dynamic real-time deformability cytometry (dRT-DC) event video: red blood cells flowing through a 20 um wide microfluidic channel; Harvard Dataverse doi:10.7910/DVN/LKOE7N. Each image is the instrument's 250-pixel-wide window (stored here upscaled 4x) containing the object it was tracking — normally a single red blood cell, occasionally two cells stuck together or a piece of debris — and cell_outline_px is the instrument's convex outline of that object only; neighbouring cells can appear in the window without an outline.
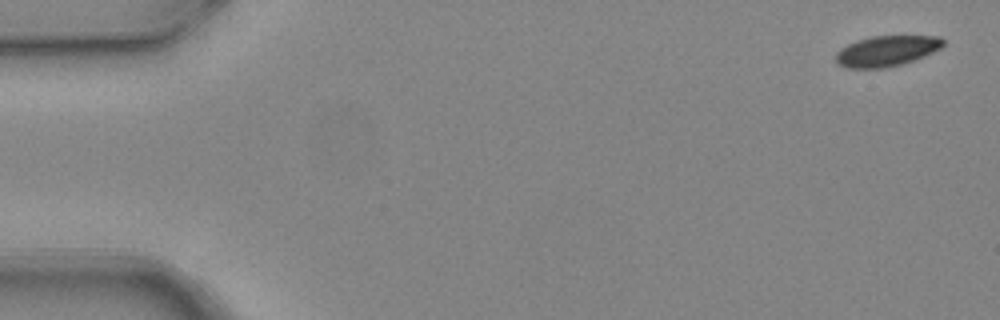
{"species": "common noctule bat (a hibernating species)", "species_latin": "Nyctalus noctula", "temperature_condition": "warm", "stored_images_in_passage": 5, "camera_frame_rate_fps": 3000, "um_per_image_px": 0.085, "animal": {"sex": "female", "body_mass_g": 24.6, "forearm_length_mm": 56.2}, "frame": {"image": 1, "passage_image": 1, "time_ms": 0.0, "image_size_px": [1000, 320], "cell_outline_px": [[944, 44], [940, 48], [924, 56], [888, 68], [848, 68], [836, 64], [836, 52], [840, 48], [856, 40], [872, 36], [940, 36], [944, 40]], "centroid_in_image_um": [75.33, 4.33], "position_along_channel_um": 9.7, "area_um2": 19.13}}
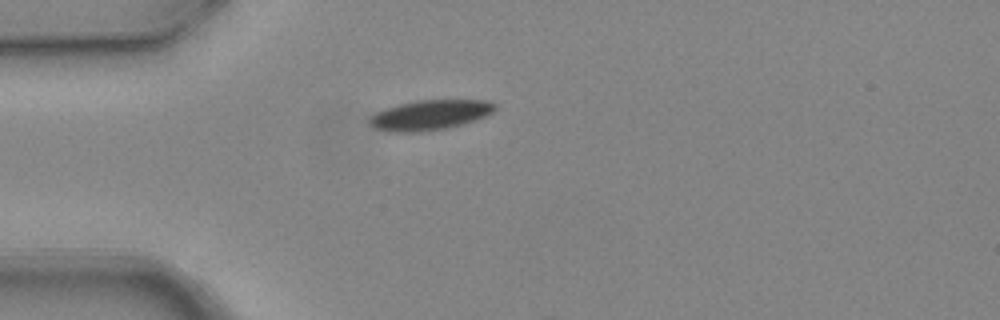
{"frame": {"image": 2, "passage_image": 4, "time_ms": 1.0, "image_size_px": [1000, 320], "cell_outline_px": [[496, 108], [492, 112], [484, 116], [464, 124], [448, 128], [420, 132], [388, 132], [376, 128], [368, 120], [368, 116], [376, 112], [400, 104], [416, 100], [488, 100], [496, 104]], "centroid_in_image_um": [36.55, 9.78], "position_along_channel_um": 48.5, "area_um2": 21.91}}